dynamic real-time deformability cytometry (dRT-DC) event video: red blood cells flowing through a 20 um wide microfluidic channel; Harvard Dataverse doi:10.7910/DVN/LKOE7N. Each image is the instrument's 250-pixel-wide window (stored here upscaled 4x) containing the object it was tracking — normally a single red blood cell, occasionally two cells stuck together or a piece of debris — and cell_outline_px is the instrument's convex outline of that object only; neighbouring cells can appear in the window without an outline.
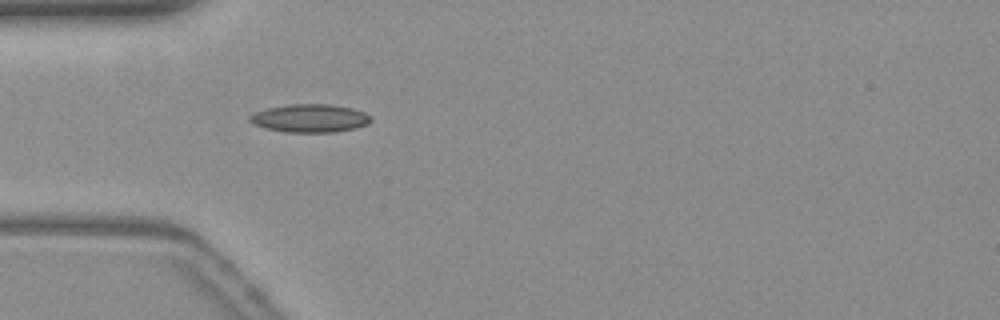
{"species": "common noctule bat (a hibernating species)", "species_latin": "Nyctalus noctula", "temperature_condition": "warm", "stored_images_in_passage": 39, "camera_frame_rate_fps": 3000, "um_per_image_px": 0.085, "animal": {"sex": "female", "body_mass_g": 19.3, "forearm_length_mm": 54.1}, "frame": {"image": 1, "passage_image": 1, "time_ms": 0.0, "image_size_px": [1000, 320], "cell_outline_px": [[372, 120], [368, 124], [356, 128], [332, 132], [284, 132], [252, 124], [248, 120], [248, 116], [256, 112], [268, 108], [288, 104], [332, 104], [352, 108], [364, 112], [372, 116]], "centroid_in_image_um": [26.36, 10.04], "position_along_channel_um": 58.6, "area_um2": 19.94}}
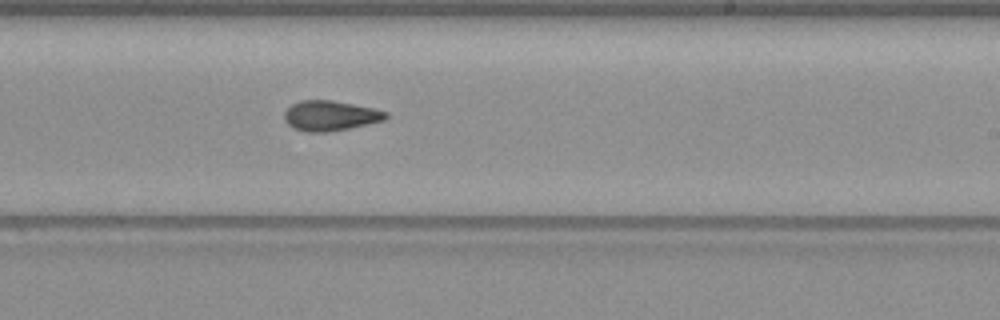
{"frame": {"image": 2, "passage_image": 17, "time_ms": 5.333, "image_size_px": [1000, 320], "cell_outline_px": [[388, 116], [384, 120], [348, 128], [328, 132], [304, 132], [292, 128], [284, 120], [284, 112], [292, 104], [300, 100], [332, 100], [372, 108], [388, 112]], "centroid_in_image_um": [28.03, 9.84], "position_along_channel_um": 261.0, "area_um2": 17.74}}
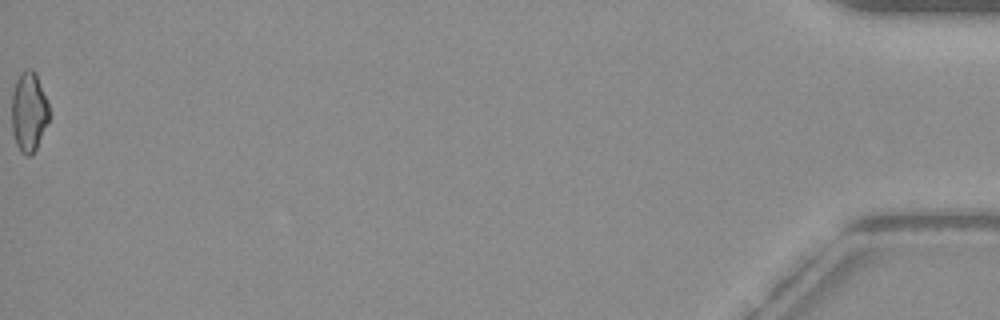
{"frame": {"image": 3, "passage_image": 39, "time_ms": 12.667, "image_size_px": [1000, 320], "cell_outline_px": [[48, 120], [36, 148], [28, 156], [20, 152], [16, 144], [12, 132], [12, 92], [16, 80], [20, 72], [24, 68], [32, 68], [36, 72], [48, 104]], "centroid_in_image_um": [2.42, 9.45], "position_along_channel_um": 432.8, "area_um2": 17.28}, "authors_computed_cell_mechanics": {"area_um2": 17.5712, "velocity_mm_per_s": 3.8359, "shape_relaxation_time_tau1_ms": null, "shape_relaxation_time_tau2_ms": 3.178, "deformation_change_tau1": null, "deformation_change_tau2": 0.102}}